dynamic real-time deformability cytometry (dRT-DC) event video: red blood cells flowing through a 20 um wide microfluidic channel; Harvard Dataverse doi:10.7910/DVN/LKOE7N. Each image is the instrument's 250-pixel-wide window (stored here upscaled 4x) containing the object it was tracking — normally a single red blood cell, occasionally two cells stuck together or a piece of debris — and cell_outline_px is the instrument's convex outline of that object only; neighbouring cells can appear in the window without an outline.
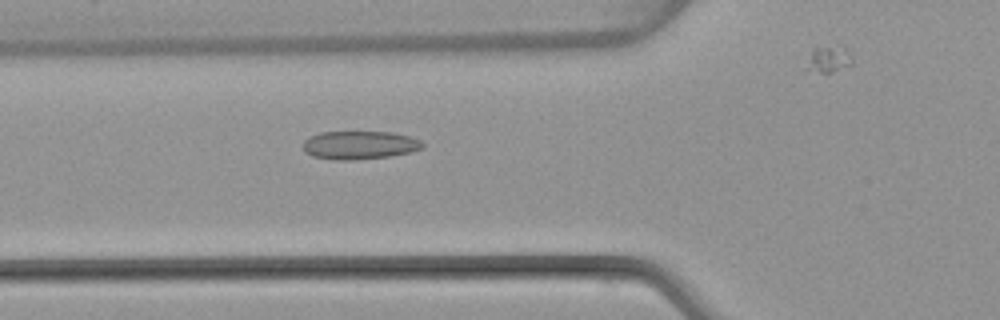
{"species": "common noctule bat (a hibernating species)", "species_latin": "Nyctalus noctula", "temperature_condition": "warm", "stored_images_in_passage": 42, "camera_frame_rate_fps": 3000, "um_per_image_px": 0.085, "animal": {"sex": "female", "body_mass_g": 22.7, "forearm_length_mm": 54.2}, "frame": {"image": 1, "passage_image": 19, "time_ms": 6.0, "image_size_px": [1000, 320], "cell_outline_px": [[424, 148], [412, 152], [388, 156], [356, 160], [332, 160], [312, 156], [304, 152], [304, 140], [308, 136], [320, 132], [392, 132], [408, 136], [420, 140], [424, 144]], "centroid_in_image_um": [30.54, 12.34], "position_along_channel_um": 95.3, "area_um2": 19.88}}
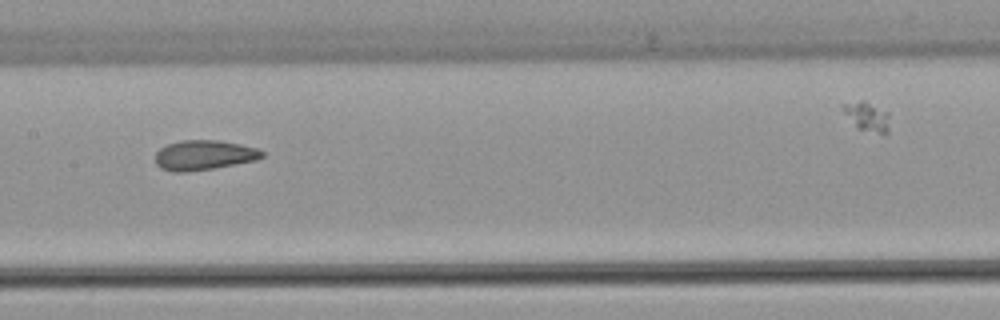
{"frame": {"image": 2, "passage_image": 26, "time_ms": 8.333, "image_size_px": [1000, 320], "cell_outline_px": [[264, 156], [256, 160], [212, 168], [188, 172], [172, 172], [160, 168], [156, 164], [156, 152], [160, 148], [168, 144], [180, 140], [216, 140], [240, 144], [256, 148], [264, 152]], "centroid_in_image_um": [17.31, 13.19], "position_along_channel_um": 190.1, "area_um2": 18.5}}
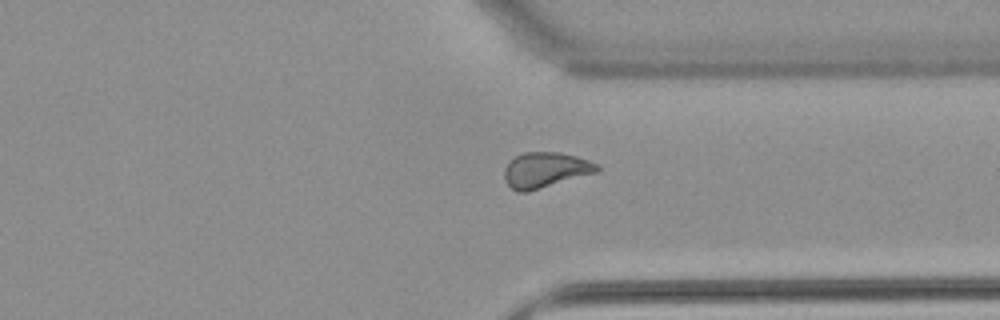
{"frame": {"image": 3, "passage_image": 39, "time_ms": 12.667, "image_size_px": [1000, 320], "cell_outline_px": [[600, 168], [596, 172], [528, 192], [516, 192], [504, 180], [504, 168], [516, 156], [524, 152], [560, 152], [576, 156], [600, 164]], "centroid_in_image_um": [46.35, 14.45], "position_along_channel_um": 365.0, "area_um2": 19.07}}